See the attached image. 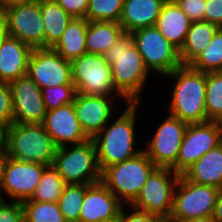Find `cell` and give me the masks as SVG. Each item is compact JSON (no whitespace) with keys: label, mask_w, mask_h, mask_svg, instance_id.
Wrapping results in <instances>:
<instances>
[{"label":"cell","mask_w":222,"mask_h":222,"mask_svg":"<svg viewBox=\"0 0 222 222\" xmlns=\"http://www.w3.org/2000/svg\"><path fill=\"white\" fill-rule=\"evenodd\" d=\"M41 94L48 111L73 103L77 92L74 84H62L55 87L42 88Z\"/></svg>","instance_id":"obj_34"},{"label":"cell","mask_w":222,"mask_h":222,"mask_svg":"<svg viewBox=\"0 0 222 222\" xmlns=\"http://www.w3.org/2000/svg\"><path fill=\"white\" fill-rule=\"evenodd\" d=\"M10 201L0 202V222H24L21 203Z\"/></svg>","instance_id":"obj_37"},{"label":"cell","mask_w":222,"mask_h":222,"mask_svg":"<svg viewBox=\"0 0 222 222\" xmlns=\"http://www.w3.org/2000/svg\"><path fill=\"white\" fill-rule=\"evenodd\" d=\"M113 96L85 95L77 93L73 102L74 110L82 130L92 139L106 125L111 124L115 108ZM108 123V124H107Z\"/></svg>","instance_id":"obj_19"},{"label":"cell","mask_w":222,"mask_h":222,"mask_svg":"<svg viewBox=\"0 0 222 222\" xmlns=\"http://www.w3.org/2000/svg\"><path fill=\"white\" fill-rule=\"evenodd\" d=\"M222 143V122L188 124L177 158V174L182 175L204 154Z\"/></svg>","instance_id":"obj_12"},{"label":"cell","mask_w":222,"mask_h":222,"mask_svg":"<svg viewBox=\"0 0 222 222\" xmlns=\"http://www.w3.org/2000/svg\"><path fill=\"white\" fill-rule=\"evenodd\" d=\"M33 1L38 0H0V12H3L5 9H8L12 6L26 4Z\"/></svg>","instance_id":"obj_43"},{"label":"cell","mask_w":222,"mask_h":222,"mask_svg":"<svg viewBox=\"0 0 222 222\" xmlns=\"http://www.w3.org/2000/svg\"><path fill=\"white\" fill-rule=\"evenodd\" d=\"M27 75L41 89L73 84L71 62L65 60L51 47L32 50Z\"/></svg>","instance_id":"obj_13"},{"label":"cell","mask_w":222,"mask_h":222,"mask_svg":"<svg viewBox=\"0 0 222 222\" xmlns=\"http://www.w3.org/2000/svg\"><path fill=\"white\" fill-rule=\"evenodd\" d=\"M192 69L202 72L222 71V29L218 28L210 44L190 64Z\"/></svg>","instance_id":"obj_28"},{"label":"cell","mask_w":222,"mask_h":222,"mask_svg":"<svg viewBox=\"0 0 222 222\" xmlns=\"http://www.w3.org/2000/svg\"><path fill=\"white\" fill-rule=\"evenodd\" d=\"M42 124L57 148L90 139L80 126L73 103L48 110Z\"/></svg>","instance_id":"obj_18"},{"label":"cell","mask_w":222,"mask_h":222,"mask_svg":"<svg viewBox=\"0 0 222 222\" xmlns=\"http://www.w3.org/2000/svg\"><path fill=\"white\" fill-rule=\"evenodd\" d=\"M187 125L169 114L157 128L143 150L157 167H167L177 173V158Z\"/></svg>","instance_id":"obj_11"},{"label":"cell","mask_w":222,"mask_h":222,"mask_svg":"<svg viewBox=\"0 0 222 222\" xmlns=\"http://www.w3.org/2000/svg\"><path fill=\"white\" fill-rule=\"evenodd\" d=\"M66 183L51 165L44 169L42 178L30 200L58 202Z\"/></svg>","instance_id":"obj_30"},{"label":"cell","mask_w":222,"mask_h":222,"mask_svg":"<svg viewBox=\"0 0 222 222\" xmlns=\"http://www.w3.org/2000/svg\"><path fill=\"white\" fill-rule=\"evenodd\" d=\"M32 50L18 38L7 36L0 46V81L10 83L26 75Z\"/></svg>","instance_id":"obj_20"},{"label":"cell","mask_w":222,"mask_h":222,"mask_svg":"<svg viewBox=\"0 0 222 222\" xmlns=\"http://www.w3.org/2000/svg\"><path fill=\"white\" fill-rule=\"evenodd\" d=\"M166 0H124L119 23L124 32L153 27Z\"/></svg>","instance_id":"obj_22"},{"label":"cell","mask_w":222,"mask_h":222,"mask_svg":"<svg viewBox=\"0 0 222 222\" xmlns=\"http://www.w3.org/2000/svg\"><path fill=\"white\" fill-rule=\"evenodd\" d=\"M175 79L169 114L187 124L207 122L205 108L206 72L182 65L165 75Z\"/></svg>","instance_id":"obj_2"},{"label":"cell","mask_w":222,"mask_h":222,"mask_svg":"<svg viewBox=\"0 0 222 222\" xmlns=\"http://www.w3.org/2000/svg\"><path fill=\"white\" fill-rule=\"evenodd\" d=\"M182 175L193 183L222 189V143L204 154Z\"/></svg>","instance_id":"obj_23"},{"label":"cell","mask_w":222,"mask_h":222,"mask_svg":"<svg viewBox=\"0 0 222 222\" xmlns=\"http://www.w3.org/2000/svg\"><path fill=\"white\" fill-rule=\"evenodd\" d=\"M191 23L190 18L174 0H166L154 26L180 51Z\"/></svg>","instance_id":"obj_21"},{"label":"cell","mask_w":222,"mask_h":222,"mask_svg":"<svg viewBox=\"0 0 222 222\" xmlns=\"http://www.w3.org/2000/svg\"><path fill=\"white\" fill-rule=\"evenodd\" d=\"M123 205L101 181L85 185L79 222H116Z\"/></svg>","instance_id":"obj_17"},{"label":"cell","mask_w":222,"mask_h":222,"mask_svg":"<svg viewBox=\"0 0 222 222\" xmlns=\"http://www.w3.org/2000/svg\"><path fill=\"white\" fill-rule=\"evenodd\" d=\"M104 57L112 68L115 89L128 103H139L149 70L134 46L131 33L124 32Z\"/></svg>","instance_id":"obj_1"},{"label":"cell","mask_w":222,"mask_h":222,"mask_svg":"<svg viewBox=\"0 0 222 222\" xmlns=\"http://www.w3.org/2000/svg\"><path fill=\"white\" fill-rule=\"evenodd\" d=\"M124 0H89L85 19L92 21L119 22Z\"/></svg>","instance_id":"obj_33"},{"label":"cell","mask_w":222,"mask_h":222,"mask_svg":"<svg viewBox=\"0 0 222 222\" xmlns=\"http://www.w3.org/2000/svg\"><path fill=\"white\" fill-rule=\"evenodd\" d=\"M205 108L207 121L222 122V71L206 72Z\"/></svg>","instance_id":"obj_29"},{"label":"cell","mask_w":222,"mask_h":222,"mask_svg":"<svg viewBox=\"0 0 222 222\" xmlns=\"http://www.w3.org/2000/svg\"><path fill=\"white\" fill-rule=\"evenodd\" d=\"M47 166L32 162H24L9 157L0 183V196L3 200L6 193L13 202L31 199Z\"/></svg>","instance_id":"obj_15"},{"label":"cell","mask_w":222,"mask_h":222,"mask_svg":"<svg viewBox=\"0 0 222 222\" xmlns=\"http://www.w3.org/2000/svg\"><path fill=\"white\" fill-rule=\"evenodd\" d=\"M179 176L170 168L156 167L130 206L167 222L172 212Z\"/></svg>","instance_id":"obj_7"},{"label":"cell","mask_w":222,"mask_h":222,"mask_svg":"<svg viewBox=\"0 0 222 222\" xmlns=\"http://www.w3.org/2000/svg\"><path fill=\"white\" fill-rule=\"evenodd\" d=\"M6 148L10 158L51 166L57 147L43 124L12 123L7 128Z\"/></svg>","instance_id":"obj_4"},{"label":"cell","mask_w":222,"mask_h":222,"mask_svg":"<svg viewBox=\"0 0 222 222\" xmlns=\"http://www.w3.org/2000/svg\"><path fill=\"white\" fill-rule=\"evenodd\" d=\"M9 155L6 146H0V183L2 181Z\"/></svg>","instance_id":"obj_42"},{"label":"cell","mask_w":222,"mask_h":222,"mask_svg":"<svg viewBox=\"0 0 222 222\" xmlns=\"http://www.w3.org/2000/svg\"><path fill=\"white\" fill-rule=\"evenodd\" d=\"M87 28L88 21L85 18H72L61 38L52 48L70 62L86 54Z\"/></svg>","instance_id":"obj_24"},{"label":"cell","mask_w":222,"mask_h":222,"mask_svg":"<svg viewBox=\"0 0 222 222\" xmlns=\"http://www.w3.org/2000/svg\"><path fill=\"white\" fill-rule=\"evenodd\" d=\"M73 18H85L89 0H55Z\"/></svg>","instance_id":"obj_39"},{"label":"cell","mask_w":222,"mask_h":222,"mask_svg":"<svg viewBox=\"0 0 222 222\" xmlns=\"http://www.w3.org/2000/svg\"><path fill=\"white\" fill-rule=\"evenodd\" d=\"M131 36L150 72L163 77L182 66L179 50L155 26L135 30Z\"/></svg>","instance_id":"obj_10"},{"label":"cell","mask_w":222,"mask_h":222,"mask_svg":"<svg viewBox=\"0 0 222 222\" xmlns=\"http://www.w3.org/2000/svg\"><path fill=\"white\" fill-rule=\"evenodd\" d=\"M212 217L217 222H222V189H220L219 194L217 196Z\"/></svg>","instance_id":"obj_41"},{"label":"cell","mask_w":222,"mask_h":222,"mask_svg":"<svg viewBox=\"0 0 222 222\" xmlns=\"http://www.w3.org/2000/svg\"><path fill=\"white\" fill-rule=\"evenodd\" d=\"M138 104L129 103L112 125L105 126L92 138L100 171L112 164L131 159L143 151L134 148Z\"/></svg>","instance_id":"obj_3"},{"label":"cell","mask_w":222,"mask_h":222,"mask_svg":"<svg viewBox=\"0 0 222 222\" xmlns=\"http://www.w3.org/2000/svg\"><path fill=\"white\" fill-rule=\"evenodd\" d=\"M52 166L66 184L91 185L101 179L96 146L92 139L82 144L57 148Z\"/></svg>","instance_id":"obj_6"},{"label":"cell","mask_w":222,"mask_h":222,"mask_svg":"<svg viewBox=\"0 0 222 222\" xmlns=\"http://www.w3.org/2000/svg\"><path fill=\"white\" fill-rule=\"evenodd\" d=\"M132 213L125 214L124 206L121 208L119 217L116 222H165L159 217L148 214L143 210H138L134 207H131Z\"/></svg>","instance_id":"obj_38"},{"label":"cell","mask_w":222,"mask_h":222,"mask_svg":"<svg viewBox=\"0 0 222 222\" xmlns=\"http://www.w3.org/2000/svg\"><path fill=\"white\" fill-rule=\"evenodd\" d=\"M44 24V48L53 47L73 18L55 0H40Z\"/></svg>","instance_id":"obj_26"},{"label":"cell","mask_w":222,"mask_h":222,"mask_svg":"<svg viewBox=\"0 0 222 222\" xmlns=\"http://www.w3.org/2000/svg\"><path fill=\"white\" fill-rule=\"evenodd\" d=\"M192 22L204 21L206 0H174Z\"/></svg>","instance_id":"obj_36"},{"label":"cell","mask_w":222,"mask_h":222,"mask_svg":"<svg viewBox=\"0 0 222 222\" xmlns=\"http://www.w3.org/2000/svg\"><path fill=\"white\" fill-rule=\"evenodd\" d=\"M24 222H66L57 202H21Z\"/></svg>","instance_id":"obj_31"},{"label":"cell","mask_w":222,"mask_h":222,"mask_svg":"<svg viewBox=\"0 0 222 222\" xmlns=\"http://www.w3.org/2000/svg\"><path fill=\"white\" fill-rule=\"evenodd\" d=\"M218 26L206 21L192 22L179 51L182 65H189L210 44Z\"/></svg>","instance_id":"obj_27"},{"label":"cell","mask_w":222,"mask_h":222,"mask_svg":"<svg viewBox=\"0 0 222 222\" xmlns=\"http://www.w3.org/2000/svg\"><path fill=\"white\" fill-rule=\"evenodd\" d=\"M0 122L7 128L14 122L11 89L5 81H0Z\"/></svg>","instance_id":"obj_35"},{"label":"cell","mask_w":222,"mask_h":222,"mask_svg":"<svg viewBox=\"0 0 222 222\" xmlns=\"http://www.w3.org/2000/svg\"><path fill=\"white\" fill-rule=\"evenodd\" d=\"M123 33L124 30L119 22H88L86 33L87 53L104 55Z\"/></svg>","instance_id":"obj_25"},{"label":"cell","mask_w":222,"mask_h":222,"mask_svg":"<svg viewBox=\"0 0 222 222\" xmlns=\"http://www.w3.org/2000/svg\"><path fill=\"white\" fill-rule=\"evenodd\" d=\"M204 21L220 27L222 25V0H206Z\"/></svg>","instance_id":"obj_40"},{"label":"cell","mask_w":222,"mask_h":222,"mask_svg":"<svg viewBox=\"0 0 222 222\" xmlns=\"http://www.w3.org/2000/svg\"><path fill=\"white\" fill-rule=\"evenodd\" d=\"M156 167L142 151L131 159L105 167L100 181L126 206L135 200Z\"/></svg>","instance_id":"obj_5"},{"label":"cell","mask_w":222,"mask_h":222,"mask_svg":"<svg viewBox=\"0 0 222 222\" xmlns=\"http://www.w3.org/2000/svg\"><path fill=\"white\" fill-rule=\"evenodd\" d=\"M76 92L85 95L115 96L128 102L114 87L112 68L104 55L86 53L71 61ZM115 93V94H114Z\"/></svg>","instance_id":"obj_8"},{"label":"cell","mask_w":222,"mask_h":222,"mask_svg":"<svg viewBox=\"0 0 222 222\" xmlns=\"http://www.w3.org/2000/svg\"><path fill=\"white\" fill-rule=\"evenodd\" d=\"M14 123L42 124L47 109L41 88L26 74L9 83Z\"/></svg>","instance_id":"obj_16"},{"label":"cell","mask_w":222,"mask_h":222,"mask_svg":"<svg viewBox=\"0 0 222 222\" xmlns=\"http://www.w3.org/2000/svg\"><path fill=\"white\" fill-rule=\"evenodd\" d=\"M84 196V184H66L64 186L57 203L66 222H79Z\"/></svg>","instance_id":"obj_32"},{"label":"cell","mask_w":222,"mask_h":222,"mask_svg":"<svg viewBox=\"0 0 222 222\" xmlns=\"http://www.w3.org/2000/svg\"><path fill=\"white\" fill-rule=\"evenodd\" d=\"M7 127L0 122V146H6Z\"/></svg>","instance_id":"obj_45"},{"label":"cell","mask_w":222,"mask_h":222,"mask_svg":"<svg viewBox=\"0 0 222 222\" xmlns=\"http://www.w3.org/2000/svg\"><path fill=\"white\" fill-rule=\"evenodd\" d=\"M8 36L7 22L5 16L0 12V46Z\"/></svg>","instance_id":"obj_44"},{"label":"cell","mask_w":222,"mask_h":222,"mask_svg":"<svg viewBox=\"0 0 222 222\" xmlns=\"http://www.w3.org/2000/svg\"><path fill=\"white\" fill-rule=\"evenodd\" d=\"M2 13L7 22L8 36L18 38L32 49L44 48L40 0L12 6Z\"/></svg>","instance_id":"obj_14"},{"label":"cell","mask_w":222,"mask_h":222,"mask_svg":"<svg viewBox=\"0 0 222 222\" xmlns=\"http://www.w3.org/2000/svg\"><path fill=\"white\" fill-rule=\"evenodd\" d=\"M219 191L215 186L196 184L180 175L167 222H184L191 218L212 216Z\"/></svg>","instance_id":"obj_9"},{"label":"cell","mask_w":222,"mask_h":222,"mask_svg":"<svg viewBox=\"0 0 222 222\" xmlns=\"http://www.w3.org/2000/svg\"><path fill=\"white\" fill-rule=\"evenodd\" d=\"M184 222H217L212 216H204L198 218H191Z\"/></svg>","instance_id":"obj_46"}]
</instances>
